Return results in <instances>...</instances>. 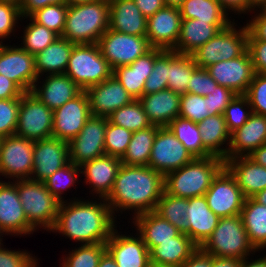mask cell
I'll return each instance as SVG.
<instances>
[{
    "mask_svg": "<svg viewBox=\"0 0 266 267\" xmlns=\"http://www.w3.org/2000/svg\"><path fill=\"white\" fill-rule=\"evenodd\" d=\"M61 202L55 224L49 232L62 234L78 244L106 243L117 221L105 198Z\"/></svg>",
    "mask_w": 266,
    "mask_h": 267,
    "instance_id": "6da1fadb",
    "label": "cell"
},
{
    "mask_svg": "<svg viewBox=\"0 0 266 267\" xmlns=\"http://www.w3.org/2000/svg\"><path fill=\"white\" fill-rule=\"evenodd\" d=\"M164 190V176L158 171L149 166L122 164L105 201L115 218V213L126 210L134 211L132 217H135L155 211Z\"/></svg>",
    "mask_w": 266,
    "mask_h": 267,
    "instance_id": "7a4b0ae2",
    "label": "cell"
},
{
    "mask_svg": "<svg viewBox=\"0 0 266 267\" xmlns=\"http://www.w3.org/2000/svg\"><path fill=\"white\" fill-rule=\"evenodd\" d=\"M224 166L225 161L216 156L194 158L190 163L164 177L165 191L182 198L205 195L213 178Z\"/></svg>",
    "mask_w": 266,
    "mask_h": 267,
    "instance_id": "3957f363",
    "label": "cell"
},
{
    "mask_svg": "<svg viewBox=\"0 0 266 267\" xmlns=\"http://www.w3.org/2000/svg\"><path fill=\"white\" fill-rule=\"evenodd\" d=\"M108 28L109 5L96 1L68 5L61 37L75 44H94Z\"/></svg>",
    "mask_w": 266,
    "mask_h": 267,
    "instance_id": "277c9868",
    "label": "cell"
},
{
    "mask_svg": "<svg viewBox=\"0 0 266 267\" xmlns=\"http://www.w3.org/2000/svg\"><path fill=\"white\" fill-rule=\"evenodd\" d=\"M200 248L214 257L239 260L257 252L250 243L241 215L220 218L211 236Z\"/></svg>",
    "mask_w": 266,
    "mask_h": 267,
    "instance_id": "5b68a950",
    "label": "cell"
},
{
    "mask_svg": "<svg viewBox=\"0 0 266 267\" xmlns=\"http://www.w3.org/2000/svg\"><path fill=\"white\" fill-rule=\"evenodd\" d=\"M28 222L37 230L50 231L56 221L60 201L46 188L44 182L31 179L13 181Z\"/></svg>",
    "mask_w": 266,
    "mask_h": 267,
    "instance_id": "8992f818",
    "label": "cell"
},
{
    "mask_svg": "<svg viewBox=\"0 0 266 267\" xmlns=\"http://www.w3.org/2000/svg\"><path fill=\"white\" fill-rule=\"evenodd\" d=\"M234 21L191 54L198 67L207 68L220 61L235 59L248 50L247 27L237 28Z\"/></svg>",
    "mask_w": 266,
    "mask_h": 267,
    "instance_id": "52a82bcc",
    "label": "cell"
},
{
    "mask_svg": "<svg viewBox=\"0 0 266 267\" xmlns=\"http://www.w3.org/2000/svg\"><path fill=\"white\" fill-rule=\"evenodd\" d=\"M65 74L86 90L110 78L113 70L103 57L98 43L75 44Z\"/></svg>",
    "mask_w": 266,
    "mask_h": 267,
    "instance_id": "ba28073f",
    "label": "cell"
},
{
    "mask_svg": "<svg viewBox=\"0 0 266 267\" xmlns=\"http://www.w3.org/2000/svg\"><path fill=\"white\" fill-rule=\"evenodd\" d=\"M53 110L42 103L31 91L20 98L15 135L32 141L52 137Z\"/></svg>",
    "mask_w": 266,
    "mask_h": 267,
    "instance_id": "9c48e42d",
    "label": "cell"
},
{
    "mask_svg": "<svg viewBox=\"0 0 266 267\" xmlns=\"http://www.w3.org/2000/svg\"><path fill=\"white\" fill-rule=\"evenodd\" d=\"M98 45L112 70L130 65L152 48L146 36L119 33L109 28L100 37Z\"/></svg>",
    "mask_w": 266,
    "mask_h": 267,
    "instance_id": "30bf717a",
    "label": "cell"
},
{
    "mask_svg": "<svg viewBox=\"0 0 266 267\" xmlns=\"http://www.w3.org/2000/svg\"><path fill=\"white\" fill-rule=\"evenodd\" d=\"M34 141L11 135L0 138V176L12 181L30 179Z\"/></svg>",
    "mask_w": 266,
    "mask_h": 267,
    "instance_id": "8fae6325",
    "label": "cell"
},
{
    "mask_svg": "<svg viewBox=\"0 0 266 267\" xmlns=\"http://www.w3.org/2000/svg\"><path fill=\"white\" fill-rule=\"evenodd\" d=\"M209 208L219 217L240 215L245 197L236 179L224 166L205 193Z\"/></svg>",
    "mask_w": 266,
    "mask_h": 267,
    "instance_id": "7c38bea8",
    "label": "cell"
},
{
    "mask_svg": "<svg viewBox=\"0 0 266 267\" xmlns=\"http://www.w3.org/2000/svg\"><path fill=\"white\" fill-rule=\"evenodd\" d=\"M194 159L168 127H159L152 146L148 166L164 177Z\"/></svg>",
    "mask_w": 266,
    "mask_h": 267,
    "instance_id": "4fadbf2b",
    "label": "cell"
},
{
    "mask_svg": "<svg viewBox=\"0 0 266 267\" xmlns=\"http://www.w3.org/2000/svg\"><path fill=\"white\" fill-rule=\"evenodd\" d=\"M108 119L106 117L91 116L80 133L68 143L69 159L82 166L90 160L105 155V130Z\"/></svg>",
    "mask_w": 266,
    "mask_h": 267,
    "instance_id": "5bb4252c",
    "label": "cell"
},
{
    "mask_svg": "<svg viewBox=\"0 0 266 267\" xmlns=\"http://www.w3.org/2000/svg\"><path fill=\"white\" fill-rule=\"evenodd\" d=\"M0 74L14 81L24 92L32 91L38 78L35 56L20 45L0 43Z\"/></svg>",
    "mask_w": 266,
    "mask_h": 267,
    "instance_id": "9a60e30c",
    "label": "cell"
},
{
    "mask_svg": "<svg viewBox=\"0 0 266 267\" xmlns=\"http://www.w3.org/2000/svg\"><path fill=\"white\" fill-rule=\"evenodd\" d=\"M92 116L85 90L61 107L53 110L52 137L65 142L73 140Z\"/></svg>",
    "mask_w": 266,
    "mask_h": 267,
    "instance_id": "2e32d148",
    "label": "cell"
},
{
    "mask_svg": "<svg viewBox=\"0 0 266 267\" xmlns=\"http://www.w3.org/2000/svg\"><path fill=\"white\" fill-rule=\"evenodd\" d=\"M0 230L8 236L20 237L36 232L24 213L16 184L0 180Z\"/></svg>",
    "mask_w": 266,
    "mask_h": 267,
    "instance_id": "e0dca14e",
    "label": "cell"
},
{
    "mask_svg": "<svg viewBox=\"0 0 266 267\" xmlns=\"http://www.w3.org/2000/svg\"><path fill=\"white\" fill-rule=\"evenodd\" d=\"M218 85L231 89L237 95H245L255 71L248 50L241 56L215 63L206 68Z\"/></svg>",
    "mask_w": 266,
    "mask_h": 267,
    "instance_id": "ac0fdd59",
    "label": "cell"
},
{
    "mask_svg": "<svg viewBox=\"0 0 266 267\" xmlns=\"http://www.w3.org/2000/svg\"><path fill=\"white\" fill-rule=\"evenodd\" d=\"M69 162L68 142L55 137L34 141L33 171L30 179L43 182Z\"/></svg>",
    "mask_w": 266,
    "mask_h": 267,
    "instance_id": "d6986e66",
    "label": "cell"
},
{
    "mask_svg": "<svg viewBox=\"0 0 266 267\" xmlns=\"http://www.w3.org/2000/svg\"><path fill=\"white\" fill-rule=\"evenodd\" d=\"M182 17L179 8L164 6L147 18L146 37L152 48L173 50L176 47Z\"/></svg>",
    "mask_w": 266,
    "mask_h": 267,
    "instance_id": "ffe728a7",
    "label": "cell"
},
{
    "mask_svg": "<svg viewBox=\"0 0 266 267\" xmlns=\"http://www.w3.org/2000/svg\"><path fill=\"white\" fill-rule=\"evenodd\" d=\"M85 91L93 116L107 118L115 110L135 100L114 75L100 84L88 87Z\"/></svg>",
    "mask_w": 266,
    "mask_h": 267,
    "instance_id": "44dd1931",
    "label": "cell"
},
{
    "mask_svg": "<svg viewBox=\"0 0 266 267\" xmlns=\"http://www.w3.org/2000/svg\"><path fill=\"white\" fill-rule=\"evenodd\" d=\"M120 233L116 227L106 242L107 251L115 259L117 266L148 267L151 264L149 250L142 238L136 233L135 237L131 233L130 235Z\"/></svg>",
    "mask_w": 266,
    "mask_h": 267,
    "instance_id": "7402d4cb",
    "label": "cell"
},
{
    "mask_svg": "<svg viewBox=\"0 0 266 267\" xmlns=\"http://www.w3.org/2000/svg\"><path fill=\"white\" fill-rule=\"evenodd\" d=\"M121 165L120 158L103 155L80 166L84 182L92 188L93 196L106 198L109 195Z\"/></svg>",
    "mask_w": 266,
    "mask_h": 267,
    "instance_id": "603a6c76",
    "label": "cell"
},
{
    "mask_svg": "<svg viewBox=\"0 0 266 267\" xmlns=\"http://www.w3.org/2000/svg\"><path fill=\"white\" fill-rule=\"evenodd\" d=\"M40 79L43 81L41 82ZM82 91L83 89L67 74L63 73L45 75L44 79L43 76L42 78L38 77L31 92L48 108L55 110L79 95Z\"/></svg>",
    "mask_w": 266,
    "mask_h": 267,
    "instance_id": "cb8c5ba5",
    "label": "cell"
},
{
    "mask_svg": "<svg viewBox=\"0 0 266 267\" xmlns=\"http://www.w3.org/2000/svg\"><path fill=\"white\" fill-rule=\"evenodd\" d=\"M263 144H266V116L252 113L247 122L231 133L226 160L249 156Z\"/></svg>",
    "mask_w": 266,
    "mask_h": 267,
    "instance_id": "d4e9b609",
    "label": "cell"
},
{
    "mask_svg": "<svg viewBox=\"0 0 266 267\" xmlns=\"http://www.w3.org/2000/svg\"><path fill=\"white\" fill-rule=\"evenodd\" d=\"M231 22L233 21L182 19L180 35L173 51L178 54L191 55Z\"/></svg>",
    "mask_w": 266,
    "mask_h": 267,
    "instance_id": "484cf974",
    "label": "cell"
},
{
    "mask_svg": "<svg viewBox=\"0 0 266 267\" xmlns=\"http://www.w3.org/2000/svg\"><path fill=\"white\" fill-rule=\"evenodd\" d=\"M162 51L163 49L160 48H151L130 65L120 66L113 70V75L134 99L143 96L146 79L153 70L155 58Z\"/></svg>",
    "mask_w": 266,
    "mask_h": 267,
    "instance_id": "4316f807",
    "label": "cell"
},
{
    "mask_svg": "<svg viewBox=\"0 0 266 267\" xmlns=\"http://www.w3.org/2000/svg\"><path fill=\"white\" fill-rule=\"evenodd\" d=\"M187 235L201 247L216 228L219 217L209 208L204 195L188 198Z\"/></svg>",
    "mask_w": 266,
    "mask_h": 267,
    "instance_id": "83f0119b",
    "label": "cell"
},
{
    "mask_svg": "<svg viewBox=\"0 0 266 267\" xmlns=\"http://www.w3.org/2000/svg\"><path fill=\"white\" fill-rule=\"evenodd\" d=\"M181 95L170 89L143 95L138 100L152 125L167 127L179 117Z\"/></svg>",
    "mask_w": 266,
    "mask_h": 267,
    "instance_id": "f1b7e54d",
    "label": "cell"
},
{
    "mask_svg": "<svg viewBox=\"0 0 266 267\" xmlns=\"http://www.w3.org/2000/svg\"><path fill=\"white\" fill-rule=\"evenodd\" d=\"M225 167L236 179L245 198H252L266 188V167L248 156L229 158L225 160Z\"/></svg>",
    "mask_w": 266,
    "mask_h": 267,
    "instance_id": "f546056e",
    "label": "cell"
},
{
    "mask_svg": "<svg viewBox=\"0 0 266 267\" xmlns=\"http://www.w3.org/2000/svg\"><path fill=\"white\" fill-rule=\"evenodd\" d=\"M109 29L134 36H146L147 18L134 0H116L109 6Z\"/></svg>",
    "mask_w": 266,
    "mask_h": 267,
    "instance_id": "4dcf8cb0",
    "label": "cell"
},
{
    "mask_svg": "<svg viewBox=\"0 0 266 267\" xmlns=\"http://www.w3.org/2000/svg\"><path fill=\"white\" fill-rule=\"evenodd\" d=\"M133 218L136 234L141 238L148 250L153 246L178 236L181 232L155 211L141 213Z\"/></svg>",
    "mask_w": 266,
    "mask_h": 267,
    "instance_id": "1f68e13d",
    "label": "cell"
},
{
    "mask_svg": "<svg viewBox=\"0 0 266 267\" xmlns=\"http://www.w3.org/2000/svg\"><path fill=\"white\" fill-rule=\"evenodd\" d=\"M197 248L188 235L180 233L166 242L153 246L149 250L150 262L159 266L180 267Z\"/></svg>",
    "mask_w": 266,
    "mask_h": 267,
    "instance_id": "d6a6232c",
    "label": "cell"
},
{
    "mask_svg": "<svg viewBox=\"0 0 266 267\" xmlns=\"http://www.w3.org/2000/svg\"><path fill=\"white\" fill-rule=\"evenodd\" d=\"M197 124L204 148L212 156L219 157L225 161L230 145L231 133L227 129L223 114L208 116Z\"/></svg>",
    "mask_w": 266,
    "mask_h": 267,
    "instance_id": "836d02e7",
    "label": "cell"
},
{
    "mask_svg": "<svg viewBox=\"0 0 266 267\" xmlns=\"http://www.w3.org/2000/svg\"><path fill=\"white\" fill-rule=\"evenodd\" d=\"M75 43L58 37L52 44L35 55L38 77L65 73Z\"/></svg>",
    "mask_w": 266,
    "mask_h": 267,
    "instance_id": "e575fe53",
    "label": "cell"
},
{
    "mask_svg": "<svg viewBox=\"0 0 266 267\" xmlns=\"http://www.w3.org/2000/svg\"><path fill=\"white\" fill-rule=\"evenodd\" d=\"M240 215L250 243L257 251H263L266 248V206L246 198Z\"/></svg>",
    "mask_w": 266,
    "mask_h": 267,
    "instance_id": "d590c367",
    "label": "cell"
},
{
    "mask_svg": "<svg viewBox=\"0 0 266 267\" xmlns=\"http://www.w3.org/2000/svg\"><path fill=\"white\" fill-rule=\"evenodd\" d=\"M197 67L191 55L168 50V89L180 95L187 93L191 75Z\"/></svg>",
    "mask_w": 266,
    "mask_h": 267,
    "instance_id": "8d00e7d4",
    "label": "cell"
},
{
    "mask_svg": "<svg viewBox=\"0 0 266 267\" xmlns=\"http://www.w3.org/2000/svg\"><path fill=\"white\" fill-rule=\"evenodd\" d=\"M158 128V126L152 125L133 132L127 150L120 159L122 164L148 166Z\"/></svg>",
    "mask_w": 266,
    "mask_h": 267,
    "instance_id": "74e56055",
    "label": "cell"
},
{
    "mask_svg": "<svg viewBox=\"0 0 266 267\" xmlns=\"http://www.w3.org/2000/svg\"><path fill=\"white\" fill-rule=\"evenodd\" d=\"M167 127L194 158H207L212 156L203 146L197 123L177 117Z\"/></svg>",
    "mask_w": 266,
    "mask_h": 267,
    "instance_id": "f35d334b",
    "label": "cell"
},
{
    "mask_svg": "<svg viewBox=\"0 0 266 267\" xmlns=\"http://www.w3.org/2000/svg\"><path fill=\"white\" fill-rule=\"evenodd\" d=\"M187 208L188 198L176 197L164 190L155 212L187 235Z\"/></svg>",
    "mask_w": 266,
    "mask_h": 267,
    "instance_id": "ab89813d",
    "label": "cell"
},
{
    "mask_svg": "<svg viewBox=\"0 0 266 267\" xmlns=\"http://www.w3.org/2000/svg\"><path fill=\"white\" fill-rule=\"evenodd\" d=\"M179 10L182 19L233 21L217 0H185Z\"/></svg>",
    "mask_w": 266,
    "mask_h": 267,
    "instance_id": "60d3db41",
    "label": "cell"
},
{
    "mask_svg": "<svg viewBox=\"0 0 266 267\" xmlns=\"http://www.w3.org/2000/svg\"><path fill=\"white\" fill-rule=\"evenodd\" d=\"M107 119L110 123L124 127L132 133L152 126L138 99L115 110Z\"/></svg>",
    "mask_w": 266,
    "mask_h": 267,
    "instance_id": "b9f144b4",
    "label": "cell"
},
{
    "mask_svg": "<svg viewBox=\"0 0 266 267\" xmlns=\"http://www.w3.org/2000/svg\"><path fill=\"white\" fill-rule=\"evenodd\" d=\"M28 18L30 22L25 25V29L22 31L23 38L20 37L23 40L20 47L35 56L52 44L59 36L45 26L36 23L30 16L25 17L24 20H28Z\"/></svg>",
    "mask_w": 266,
    "mask_h": 267,
    "instance_id": "7bdbcfd3",
    "label": "cell"
},
{
    "mask_svg": "<svg viewBox=\"0 0 266 267\" xmlns=\"http://www.w3.org/2000/svg\"><path fill=\"white\" fill-rule=\"evenodd\" d=\"M107 251L106 243L82 244L69 250L62 257L60 267H98L102 255Z\"/></svg>",
    "mask_w": 266,
    "mask_h": 267,
    "instance_id": "ee69618b",
    "label": "cell"
},
{
    "mask_svg": "<svg viewBox=\"0 0 266 267\" xmlns=\"http://www.w3.org/2000/svg\"><path fill=\"white\" fill-rule=\"evenodd\" d=\"M81 174V168L71 161L55 171L51 176L46 178L43 182L49 192L60 202H65L63 194L70 190V187H74L76 182L78 183V175Z\"/></svg>",
    "mask_w": 266,
    "mask_h": 267,
    "instance_id": "f6af8a7d",
    "label": "cell"
},
{
    "mask_svg": "<svg viewBox=\"0 0 266 267\" xmlns=\"http://www.w3.org/2000/svg\"><path fill=\"white\" fill-rule=\"evenodd\" d=\"M67 10L68 5L66 3L51 4L36 10L30 17L36 23L45 26L61 37L65 27Z\"/></svg>",
    "mask_w": 266,
    "mask_h": 267,
    "instance_id": "bcb514c9",
    "label": "cell"
},
{
    "mask_svg": "<svg viewBox=\"0 0 266 267\" xmlns=\"http://www.w3.org/2000/svg\"><path fill=\"white\" fill-rule=\"evenodd\" d=\"M131 137V131L108 121L105 130V155L121 159L127 150Z\"/></svg>",
    "mask_w": 266,
    "mask_h": 267,
    "instance_id": "7dc6e473",
    "label": "cell"
},
{
    "mask_svg": "<svg viewBox=\"0 0 266 267\" xmlns=\"http://www.w3.org/2000/svg\"><path fill=\"white\" fill-rule=\"evenodd\" d=\"M208 98L192 93L181 95L179 117L199 123L209 116Z\"/></svg>",
    "mask_w": 266,
    "mask_h": 267,
    "instance_id": "c3c4849f",
    "label": "cell"
},
{
    "mask_svg": "<svg viewBox=\"0 0 266 267\" xmlns=\"http://www.w3.org/2000/svg\"><path fill=\"white\" fill-rule=\"evenodd\" d=\"M251 114L252 109L248 98L245 95H236L223 113L228 131L232 133L240 128L248 121Z\"/></svg>",
    "mask_w": 266,
    "mask_h": 267,
    "instance_id": "681fc988",
    "label": "cell"
},
{
    "mask_svg": "<svg viewBox=\"0 0 266 267\" xmlns=\"http://www.w3.org/2000/svg\"><path fill=\"white\" fill-rule=\"evenodd\" d=\"M168 50H163L156 58L151 74L145 82L143 95L168 89Z\"/></svg>",
    "mask_w": 266,
    "mask_h": 267,
    "instance_id": "f907efd6",
    "label": "cell"
},
{
    "mask_svg": "<svg viewBox=\"0 0 266 267\" xmlns=\"http://www.w3.org/2000/svg\"><path fill=\"white\" fill-rule=\"evenodd\" d=\"M20 98L0 99V138L15 135Z\"/></svg>",
    "mask_w": 266,
    "mask_h": 267,
    "instance_id": "816d5d0a",
    "label": "cell"
},
{
    "mask_svg": "<svg viewBox=\"0 0 266 267\" xmlns=\"http://www.w3.org/2000/svg\"><path fill=\"white\" fill-rule=\"evenodd\" d=\"M245 96L252 113L266 116V74L255 73Z\"/></svg>",
    "mask_w": 266,
    "mask_h": 267,
    "instance_id": "f5cc1de1",
    "label": "cell"
},
{
    "mask_svg": "<svg viewBox=\"0 0 266 267\" xmlns=\"http://www.w3.org/2000/svg\"><path fill=\"white\" fill-rule=\"evenodd\" d=\"M22 21L20 7L10 2L0 1V43L16 32V24ZM15 30V31H14Z\"/></svg>",
    "mask_w": 266,
    "mask_h": 267,
    "instance_id": "db71d44e",
    "label": "cell"
},
{
    "mask_svg": "<svg viewBox=\"0 0 266 267\" xmlns=\"http://www.w3.org/2000/svg\"><path fill=\"white\" fill-rule=\"evenodd\" d=\"M0 267H39L38 259L27 250H10L0 247Z\"/></svg>",
    "mask_w": 266,
    "mask_h": 267,
    "instance_id": "11a10c76",
    "label": "cell"
},
{
    "mask_svg": "<svg viewBox=\"0 0 266 267\" xmlns=\"http://www.w3.org/2000/svg\"><path fill=\"white\" fill-rule=\"evenodd\" d=\"M217 82L210 76L206 68L197 67L188 83V92L200 96L210 94L217 86Z\"/></svg>",
    "mask_w": 266,
    "mask_h": 267,
    "instance_id": "9f6ffc18",
    "label": "cell"
},
{
    "mask_svg": "<svg viewBox=\"0 0 266 267\" xmlns=\"http://www.w3.org/2000/svg\"><path fill=\"white\" fill-rule=\"evenodd\" d=\"M236 95L231 89L217 85L210 94L205 96L208 98L209 116L223 114L225 108Z\"/></svg>",
    "mask_w": 266,
    "mask_h": 267,
    "instance_id": "6f0895ef",
    "label": "cell"
},
{
    "mask_svg": "<svg viewBox=\"0 0 266 267\" xmlns=\"http://www.w3.org/2000/svg\"><path fill=\"white\" fill-rule=\"evenodd\" d=\"M248 52L255 73L266 74V41L248 40Z\"/></svg>",
    "mask_w": 266,
    "mask_h": 267,
    "instance_id": "680465c9",
    "label": "cell"
},
{
    "mask_svg": "<svg viewBox=\"0 0 266 267\" xmlns=\"http://www.w3.org/2000/svg\"><path fill=\"white\" fill-rule=\"evenodd\" d=\"M252 17L249 22L247 20L245 25L248 30V40L266 41V15L260 10Z\"/></svg>",
    "mask_w": 266,
    "mask_h": 267,
    "instance_id": "91938a15",
    "label": "cell"
},
{
    "mask_svg": "<svg viewBox=\"0 0 266 267\" xmlns=\"http://www.w3.org/2000/svg\"><path fill=\"white\" fill-rule=\"evenodd\" d=\"M66 3L65 0H20V12L22 18L30 16L33 12L40 8L51 4Z\"/></svg>",
    "mask_w": 266,
    "mask_h": 267,
    "instance_id": "94428289",
    "label": "cell"
},
{
    "mask_svg": "<svg viewBox=\"0 0 266 267\" xmlns=\"http://www.w3.org/2000/svg\"><path fill=\"white\" fill-rule=\"evenodd\" d=\"M24 93L14 81L0 74V99L21 98Z\"/></svg>",
    "mask_w": 266,
    "mask_h": 267,
    "instance_id": "6125c7cd",
    "label": "cell"
},
{
    "mask_svg": "<svg viewBox=\"0 0 266 267\" xmlns=\"http://www.w3.org/2000/svg\"><path fill=\"white\" fill-rule=\"evenodd\" d=\"M180 267H212V255L198 247Z\"/></svg>",
    "mask_w": 266,
    "mask_h": 267,
    "instance_id": "be15d7a7",
    "label": "cell"
},
{
    "mask_svg": "<svg viewBox=\"0 0 266 267\" xmlns=\"http://www.w3.org/2000/svg\"><path fill=\"white\" fill-rule=\"evenodd\" d=\"M144 17L153 16L158 10L165 6L164 0H134Z\"/></svg>",
    "mask_w": 266,
    "mask_h": 267,
    "instance_id": "e7e4bbea",
    "label": "cell"
},
{
    "mask_svg": "<svg viewBox=\"0 0 266 267\" xmlns=\"http://www.w3.org/2000/svg\"><path fill=\"white\" fill-rule=\"evenodd\" d=\"M222 8L228 12H233L234 14H247V0H217Z\"/></svg>",
    "mask_w": 266,
    "mask_h": 267,
    "instance_id": "03108f58",
    "label": "cell"
},
{
    "mask_svg": "<svg viewBox=\"0 0 266 267\" xmlns=\"http://www.w3.org/2000/svg\"><path fill=\"white\" fill-rule=\"evenodd\" d=\"M242 260L228 257L212 256V267H241Z\"/></svg>",
    "mask_w": 266,
    "mask_h": 267,
    "instance_id": "003e7915",
    "label": "cell"
},
{
    "mask_svg": "<svg viewBox=\"0 0 266 267\" xmlns=\"http://www.w3.org/2000/svg\"><path fill=\"white\" fill-rule=\"evenodd\" d=\"M248 157L255 163L266 167V144L254 150Z\"/></svg>",
    "mask_w": 266,
    "mask_h": 267,
    "instance_id": "a7ac6f4b",
    "label": "cell"
},
{
    "mask_svg": "<svg viewBox=\"0 0 266 267\" xmlns=\"http://www.w3.org/2000/svg\"><path fill=\"white\" fill-rule=\"evenodd\" d=\"M249 259L248 256L244 258L241 267H266V254L265 256L255 259V261L250 259L252 262Z\"/></svg>",
    "mask_w": 266,
    "mask_h": 267,
    "instance_id": "89a4df30",
    "label": "cell"
},
{
    "mask_svg": "<svg viewBox=\"0 0 266 267\" xmlns=\"http://www.w3.org/2000/svg\"><path fill=\"white\" fill-rule=\"evenodd\" d=\"M265 5H266V0H247V13L255 14L257 11L259 12Z\"/></svg>",
    "mask_w": 266,
    "mask_h": 267,
    "instance_id": "2644e50d",
    "label": "cell"
},
{
    "mask_svg": "<svg viewBox=\"0 0 266 267\" xmlns=\"http://www.w3.org/2000/svg\"><path fill=\"white\" fill-rule=\"evenodd\" d=\"M98 267H118V266L115 262V259L111 256V254L108 251H106L102 255Z\"/></svg>",
    "mask_w": 266,
    "mask_h": 267,
    "instance_id": "8c879c8a",
    "label": "cell"
},
{
    "mask_svg": "<svg viewBox=\"0 0 266 267\" xmlns=\"http://www.w3.org/2000/svg\"><path fill=\"white\" fill-rule=\"evenodd\" d=\"M256 202L266 206V188L252 197Z\"/></svg>",
    "mask_w": 266,
    "mask_h": 267,
    "instance_id": "753ad0ef",
    "label": "cell"
},
{
    "mask_svg": "<svg viewBox=\"0 0 266 267\" xmlns=\"http://www.w3.org/2000/svg\"><path fill=\"white\" fill-rule=\"evenodd\" d=\"M185 0H164L165 6L179 8Z\"/></svg>",
    "mask_w": 266,
    "mask_h": 267,
    "instance_id": "34e18365",
    "label": "cell"
},
{
    "mask_svg": "<svg viewBox=\"0 0 266 267\" xmlns=\"http://www.w3.org/2000/svg\"><path fill=\"white\" fill-rule=\"evenodd\" d=\"M93 1L94 0H65L67 5H76V4H82V3H89Z\"/></svg>",
    "mask_w": 266,
    "mask_h": 267,
    "instance_id": "11e5206c",
    "label": "cell"
},
{
    "mask_svg": "<svg viewBox=\"0 0 266 267\" xmlns=\"http://www.w3.org/2000/svg\"><path fill=\"white\" fill-rule=\"evenodd\" d=\"M96 2H100V3H104V4H107V5H111L113 2H115L116 0H94Z\"/></svg>",
    "mask_w": 266,
    "mask_h": 267,
    "instance_id": "2a66077c",
    "label": "cell"
},
{
    "mask_svg": "<svg viewBox=\"0 0 266 267\" xmlns=\"http://www.w3.org/2000/svg\"><path fill=\"white\" fill-rule=\"evenodd\" d=\"M2 2H10V3H13L15 5H20V0H0Z\"/></svg>",
    "mask_w": 266,
    "mask_h": 267,
    "instance_id": "b9fcfbb0",
    "label": "cell"
},
{
    "mask_svg": "<svg viewBox=\"0 0 266 267\" xmlns=\"http://www.w3.org/2000/svg\"><path fill=\"white\" fill-rule=\"evenodd\" d=\"M3 235H6V234H4L1 230H0V247L3 245V243H2V239H3Z\"/></svg>",
    "mask_w": 266,
    "mask_h": 267,
    "instance_id": "09005b40",
    "label": "cell"
},
{
    "mask_svg": "<svg viewBox=\"0 0 266 267\" xmlns=\"http://www.w3.org/2000/svg\"><path fill=\"white\" fill-rule=\"evenodd\" d=\"M148 267H169V266H159V265L150 264Z\"/></svg>",
    "mask_w": 266,
    "mask_h": 267,
    "instance_id": "979ff035",
    "label": "cell"
},
{
    "mask_svg": "<svg viewBox=\"0 0 266 267\" xmlns=\"http://www.w3.org/2000/svg\"><path fill=\"white\" fill-rule=\"evenodd\" d=\"M261 11L266 15V5L261 9Z\"/></svg>",
    "mask_w": 266,
    "mask_h": 267,
    "instance_id": "deb4b68c",
    "label": "cell"
}]
</instances>
